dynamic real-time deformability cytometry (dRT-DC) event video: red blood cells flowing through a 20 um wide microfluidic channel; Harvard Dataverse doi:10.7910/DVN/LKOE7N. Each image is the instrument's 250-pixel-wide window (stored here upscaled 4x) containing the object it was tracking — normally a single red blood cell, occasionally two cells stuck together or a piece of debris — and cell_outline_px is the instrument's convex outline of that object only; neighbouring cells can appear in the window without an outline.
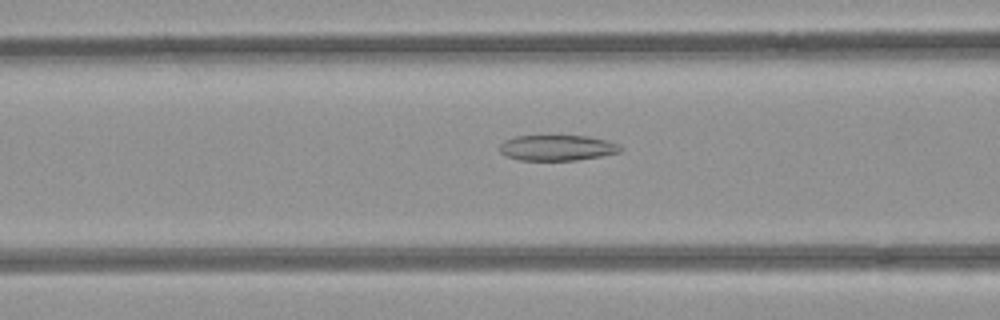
{"species": "common noctule bat (a hibernating species)", "species_latin": "Nyctalus noctula", "temperature_condition": "room temperature", "stored_images_in_passage": 52, "camera_frame_rate_fps": 3000, "um_per_image_px": 0.085, "animal": {"sex": "female", "body_mass_g": 21.9}, "frame": {"image": 1, "passage_image": 21, "time_ms": 6.667, "image_size_px": [1000, 320], "cell_outline_px": [[624, 148], [620, 152], [600, 156], [576, 160], [520, 160], [508, 156], [500, 152], [500, 144], [504, 140], [516, 136], [588, 136], [620, 144]], "centroid_in_image_um": [47.38, 12.56], "position_along_channel_um": 119.2, "area_um2": 17.92}}
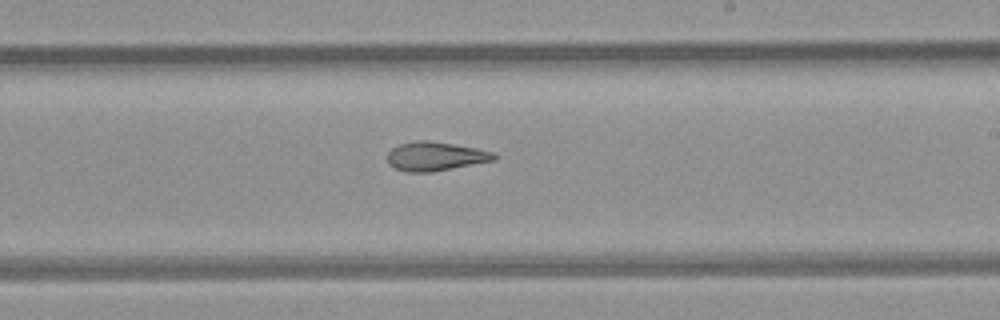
{"frame": {"image": 2, "passage_image": 31, "time_ms": 10.0, "image_size_px": [1000, 320], "cell_outline_px": [[496, 160], [432, 172], [408, 172], [392, 168], [388, 164], [388, 152], [392, 148], [400, 144], [416, 140], [428, 140], [476, 148], [492, 152], [496, 156]], "centroid_in_image_um": [36.97, 13.29], "position_along_channel_um": 252.0, "area_um2": 17.98}}
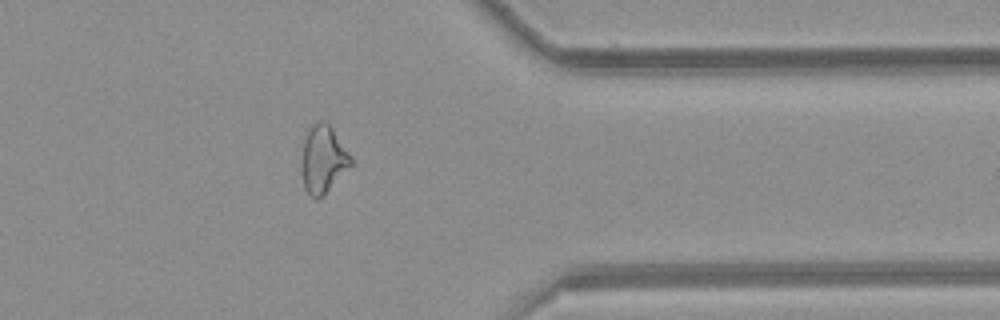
{"frame": {"image": 3, "passage_image": 42, "time_ms": 13.667, "image_size_px": [1000, 320], "cell_outline_px": [[352, 164], [320, 196], [312, 196], [304, 188], [304, 132], [316, 120], [324, 120], [332, 128], [352, 156]], "centroid_in_image_um": [27.49, 13.42], "position_along_channel_um": 383.9, "area_um2": 18.5}, "authors_computed_cell_mechanics": {"area_um2": 20.4901, "velocity_mm_per_s": 3.9726, "shape_relaxation_time_tau1_ms": null, "shape_relaxation_time_tau2_ms": 4.7371, "deformation_change_tau1": null, "deformation_change_tau2": 0.1365}}